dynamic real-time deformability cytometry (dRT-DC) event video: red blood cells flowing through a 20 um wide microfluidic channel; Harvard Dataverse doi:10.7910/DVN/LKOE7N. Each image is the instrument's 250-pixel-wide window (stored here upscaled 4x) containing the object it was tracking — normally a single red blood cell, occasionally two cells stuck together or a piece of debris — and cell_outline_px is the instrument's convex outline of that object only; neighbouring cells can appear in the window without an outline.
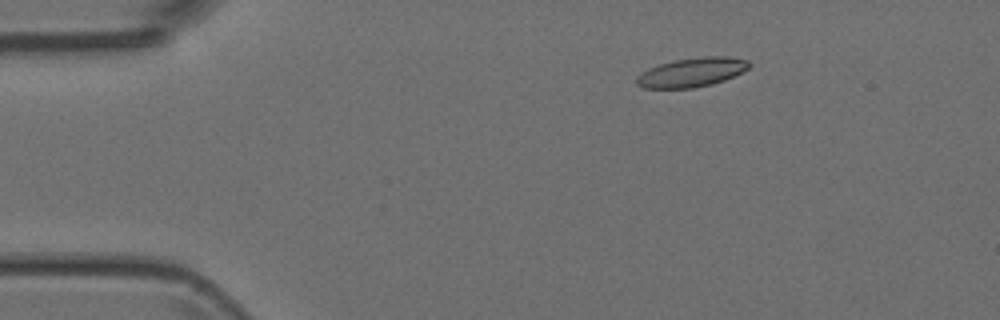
{"species": "Egyptian fruit bat (a non-hibernating species)", "species_latin": "Rousettus aegyptiacus", "temperature_condition": "room temperature", "stored_images_in_passage": 4, "camera_frame_rate_fps": 3000, "um_per_image_px": 0.085, "animal": {"sex": "female"}, "frame": {"image": 1, "passage_image": 2, "time_ms": 1.333, "image_size_px": [1000, 320], "cell_outline_px": [[752, 64], [748, 68], [724, 80], [712, 84], [692, 88], [644, 88], [636, 84], [636, 76], [648, 68], [672, 60], [704, 56], [728, 56], [748, 60]], "centroid_in_image_um": [58.78, 6.14], "position_along_channel_um": 26.2, "area_um2": 19.13}}
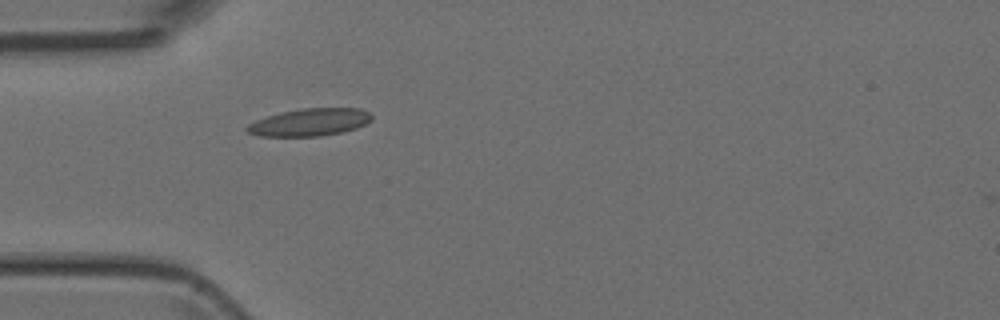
{"frame": {"image": 2, "passage_image": 4, "time_ms": 3.667, "image_size_px": [1000, 320], "cell_outline_px": [[372, 120], [356, 128], [340, 132], [320, 136], [260, 136], [248, 132], [244, 128], [248, 124], [256, 120], [280, 112], [304, 108], [360, 108], [372, 112]], "centroid_in_image_um": [26.34, 10.38], "position_along_channel_um": 58.7, "area_um2": 19.94}}